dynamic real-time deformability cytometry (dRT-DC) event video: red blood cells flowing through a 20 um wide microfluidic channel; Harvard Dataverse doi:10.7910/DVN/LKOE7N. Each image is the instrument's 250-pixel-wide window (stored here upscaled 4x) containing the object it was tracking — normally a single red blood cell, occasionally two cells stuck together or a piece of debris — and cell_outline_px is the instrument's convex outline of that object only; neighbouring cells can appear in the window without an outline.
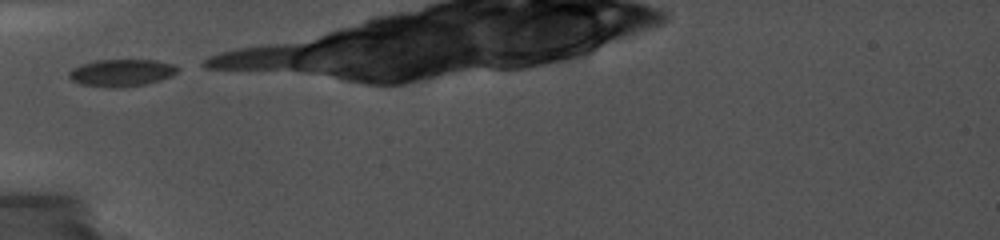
{"species": "common noctule bat (a hibernating species)", "species_latin": "Nyctalus noctula", "temperature_condition": "cold", "stored_images_in_passage": 6, "camera_frame_rate_fps": 5000, "um_per_image_px": 0.085, "animal": {"sex": "female", "body_mass_g": 19.0, "forearm_length_mm": 56.7}, "frame": {"image": 1, "passage_image": 1, "time_ms": 0.0, "image_size_px": [1000, 240], "cell_outline_px": [[180, 68], [172, 76], [160, 80], [144, 84], [120, 88], [108, 88], [80, 84], [72, 80], [68, 76], [68, 72], [72, 68], [80, 64], [96, 60], [156, 60], [176, 64]], "centroid_in_image_um": [10.33, 6.18], "position_along_channel_um": 74.7, "area_um2": 17.46}}